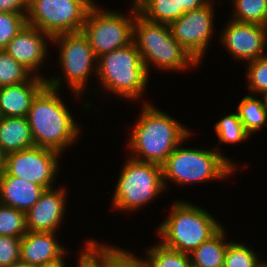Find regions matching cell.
Wrapping results in <instances>:
<instances>
[{
    "label": "cell",
    "mask_w": 267,
    "mask_h": 267,
    "mask_svg": "<svg viewBox=\"0 0 267 267\" xmlns=\"http://www.w3.org/2000/svg\"><path fill=\"white\" fill-rule=\"evenodd\" d=\"M138 120L127 141L130 158L162 165L181 143L193 137L192 129L175 117L159 110L153 103L143 102Z\"/></svg>",
    "instance_id": "obj_1"
},
{
    "label": "cell",
    "mask_w": 267,
    "mask_h": 267,
    "mask_svg": "<svg viewBox=\"0 0 267 267\" xmlns=\"http://www.w3.org/2000/svg\"><path fill=\"white\" fill-rule=\"evenodd\" d=\"M59 92L46 85L33 99L27 119L35 146L61 154L77 143L82 128Z\"/></svg>",
    "instance_id": "obj_2"
},
{
    "label": "cell",
    "mask_w": 267,
    "mask_h": 267,
    "mask_svg": "<svg viewBox=\"0 0 267 267\" xmlns=\"http://www.w3.org/2000/svg\"><path fill=\"white\" fill-rule=\"evenodd\" d=\"M182 146L183 143L179 144L162 164L165 190L169 186L168 181L183 187L192 183L194 185L218 180L221 182L238 170L239 164L224 156L223 148L219 146L208 150Z\"/></svg>",
    "instance_id": "obj_3"
},
{
    "label": "cell",
    "mask_w": 267,
    "mask_h": 267,
    "mask_svg": "<svg viewBox=\"0 0 267 267\" xmlns=\"http://www.w3.org/2000/svg\"><path fill=\"white\" fill-rule=\"evenodd\" d=\"M175 201V202H174ZM168 216L156 227L163 246L190 254L214 236L224 224L209 211L187 200H174Z\"/></svg>",
    "instance_id": "obj_4"
},
{
    "label": "cell",
    "mask_w": 267,
    "mask_h": 267,
    "mask_svg": "<svg viewBox=\"0 0 267 267\" xmlns=\"http://www.w3.org/2000/svg\"><path fill=\"white\" fill-rule=\"evenodd\" d=\"M132 41L141 55L148 76L152 68L162 72L183 73L199 66L173 38L169 25L150 22L138 13L133 24Z\"/></svg>",
    "instance_id": "obj_5"
},
{
    "label": "cell",
    "mask_w": 267,
    "mask_h": 267,
    "mask_svg": "<svg viewBox=\"0 0 267 267\" xmlns=\"http://www.w3.org/2000/svg\"><path fill=\"white\" fill-rule=\"evenodd\" d=\"M100 89L123 101H138L145 96L149 76L133 41L97 58Z\"/></svg>",
    "instance_id": "obj_6"
},
{
    "label": "cell",
    "mask_w": 267,
    "mask_h": 267,
    "mask_svg": "<svg viewBox=\"0 0 267 267\" xmlns=\"http://www.w3.org/2000/svg\"><path fill=\"white\" fill-rule=\"evenodd\" d=\"M52 44L58 48V67H61L62 74L47 76L46 83L49 87L60 91H62L64 83L67 84L70 95L74 96V99L78 97L79 100L80 96L84 97L83 94L89 91V89L87 90L89 77H93V75L96 77L97 74V58L89 41L80 31L53 36Z\"/></svg>",
    "instance_id": "obj_7"
},
{
    "label": "cell",
    "mask_w": 267,
    "mask_h": 267,
    "mask_svg": "<svg viewBox=\"0 0 267 267\" xmlns=\"http://www.w3.org/2000/svg\"><path fill=\"white\" fill-rule=\"evenodd\" d=\"M122 166L110 201L115 212L141 210L165 192L162 165L129 157Z\"/></svg>",
    "instance_id": "obj_8"
},
{
    "label": "cell",
    "mask_w": 267,
    "mask_h": 267,
    "mask_svg": "<svg viewBox=\"0 0 267 267\" xmlns=\"http://www.w3.org/2000/svg\"><path fill=\"white\" fill-rule=\"evenodd\" d=\"M131 2L129 13L126 14L113 9L104 10L98 2L88 11L81 31L87 37L96 58L132 42L133 24L138 10Z\"/></svg>",
    "instance_id": "obj_9"
},
{
    "label": "cell",
    "mask_w": 267,
    "mask_h": 267,
    "mask_svg": "<svg viewBox=\"0 0 267 267\" xmlns=\"http://www.w3.org/2000/svg\"><path fill=\"white\" fill-rule=\"evenodd\" d=\"M96 0H28L27 25L53 37L80 32Z\"/></svg>",
    "instance_id": "obj_10"
},
{
    "label": "cell",
    "mask_w": 267,
    "mask_h": 267,
    "mask_svg": "<svg viewBox=\"0 0 267 267\" xmlns=\"http://www.w3.org/2000/svg\"><path fill=\"white\" fill-rule=\"evenodd\" d=\"M61 156L54 150L39 146L11 152L6 154L5 169L1 174H9L50 189L57 183L55 180L61 168Z\"/></svg>",
    "instance_id": "obj_11"
},
{
    "label": "cell",
    "mask_w": 267,
    "mask_h": 267,
    "mask_svg": "<svg viewBox=\"0 0 267 267\" xmlns=\"http://www.w3.org/2000/svg\"><path fill=\"white\" fill-rule=\"evenodd\" d=\"M212 1L201 8L185 12L169 27L173 38L199 63L212 42L215 12ZM215 10V11H214Z\"/></svg>",
    "instance_id": "obj_12"
},
{
    "label": "cell",
    "mask_w": 267,
    "mask_h": 267,
    "mask_svg": "<svg viewBox=\"0 0 267 267\" xmlns=\"http://www.w3.org/2000/svg\"><path fill=\"white\" fill-rule=\"evenodd\" d=\"M219 33V45L232 59L250 62L267 54V29L263 25L240 23L228 18Z\"/></svg>",
    "instance_id": "obj_13"
},
{
    "label": "cell",
    "mask_w": 267,
    "mask_h": 267,
    "mask_svg": "<svg viewBox=\"0 0 267 267\" xmlns=\"http://www.w3.org/2000/svg\"><path fill=\"white\" fill-rule=\"evenodd\" d=\"M51 43V36L26 24L7 44L5 51L33 75L47 79L40 70L45 64L44 61L50 57L48 55V49H50L48 44L51 45Z\"/></svg>",
    "instance_id": "obj_14"
},
{
    "label": "cell",
    "mask_w": 267,
    "mask_h": 267,
    "mask_svg": "<svg viewBox=\"0 0 267 267\" xmlns=\"http://www.w3.org/2000/svg\"><path fill=\"white\" fill-rule=\"evenodd\" d=\"M66 186L45 189L37 203L26 213L27 231L31 232H59L61 224H64V216L67 210ZM58 231V232H57Z\"/></svg>",
    "instance_id": "obj_15"
},
{
    "label": "cell",
    "mask_w": 267,
    "mask_h": 267,
    "mask_svg": "<svg viewBox=\"0 0 267 267\" xmlns=\"http://www.w3.org/2000/svg\"><path fill=\"white\" fill-rule=\"evenodd\" d=\"M56 234L58 233L27 231L21 238L20 261L41 266L69 253L68 247H64Z\"/></svg>",
    "instance_id": "obj_16"
},
{
    "label": "cell",
    "mask_w": 267,
    "mask_h": 267,
    "mask_svg": "<svg viewBox=\"0 0 267 267\" xmlns=\"http://www.w3.org/2000/svg\"><path fill=\"white\" fill-rule=\"evenodd\" d=\"M46 85V79L33 75L28 81L1 87L2 117H27L33 99Z\"/></svg>",
    "instance_id": "obj_17"
},
{
    "label": "cell",
    "mask_w": 267,
    "mask_h": 267,
    "mask_svg": "<svg viewBox=\"0 0 267 267\" xmlns=\"http://www.w3.org/2000/svg\"><path fill=\"white\" fill-rule=\"evenodd\" d=\"M45 189L9 174H0V203L27 213Z\"/></svg>",
    "instance_id": "obj_18"
},
{
    "label": "cell",
    "mask_w": 267,
    "mask_h": 267,
    "mask_svg": "<svg viewBox=\"0 0 267 267\" xmlns=\"http://www.w3.org/2000/svg\"><path fill=\"white\" fill-rule=\"evenodd\" d=\"M99 243L94 239H89L84 243V249L102 266V267H146L144 257H137L134 252L126 248H120L114 244ZM126 249V250H125Z\"/></svg>",
    "instance_id": "obj_19"
},
{
    "label": "cell",
    "mask_w": 267,
    "mask_h": 267,
    "mask_svg": "<svg viewBox=\"0 0 267 267\" xmlns=\"http://www.w3.org/2000/svg\"><path fill=\"white\" fill-rule=\"evenodd\" d=\"M0 146L6 154L35 146L27 117H2Z\"/></svg>",
    "instance_id": "obj_20"
},
{
    "label": "cell",
    "mask_w": 267,
    "mask_h": 267,
    "mask_svg": "<svg viewBox=\"0 0 267 267\" xmlns=\"http://www.w3.org/2000/svg\"><path fill=\"white\" fill-rule=\"evenodd\" d=\"M225 228L222 227L208 241L203 242L190 254L192 267H223L227 245L228 235Z\"/></svg>",
    "instance_id": "obj_21"
},
{
    "label": "cell",
    "mask_w": 267,
    "mask_h": 267,
    "mask_svg": "<svg viewBox=\"0 0 267 267\" xmlns=\"http://www.w3.org/2000/svg\"><path fill=\"white\" fill-rule=\"evenodd\" d=\"M236 111L245 131L251 137L267 125V108L264 98L259 99L258 95H244Z\"/></svg>",
    "instance_id": "obj_22"
},
{
    "label": "cell",
    "mask_w": 267,
    "mask_h": 267,
    "mask_svg": "<svg viewBox=\"0 0 267 267\" xmlns=\"http://www.w3.org/2000/svg\"><path fill=\"white\" fill-rule=\"evenodd\" d=\"M144 19L170 25L179 18V0H132Z\"/></svg>",
    "instance_id": "obj_23"
},
{
    "label": "cell",
    "mask_w": 267,
    "mask_h": 267,
    "mask_svg": "<svg viewBox=\"0 0 267 267\" xmlns=\"http://www.w3.org/2000/svg\"><path fill=\"white\" fill-rule=\"evenodd\" d=\"M146 267H192L189 254L181 253L157 242L144 251Z\"/></svg>",
    "instance_id": "obj_24"
},
{
    "label": "cell",
    "mask_w": 267,
    "mask_h": 267,
    "mask_svg": "<svg viewBox=\"0 0 267 267\" xmlns=\"http://www.w3.org/2000/svg\"><path fill=\"white\" fill-rule=\"evenodd\" d=\"M214 131L218 139V144L234 145L240 144L251 136L245 131L243 123L239 119L238 113H230L221 117L214 125Z\"/></svg>",
    "instance_id": "obj_25"
},
{
    "label": "cell",
    "mask_w": 267,
    "mask_h": 267,
    "mask_svg": "<svg viewBox=\"0 0 267 267\" xmlns=\"http://www.w3.org/2000/svg\"><path fill=\"white\" fill-rule=\"evenodd\" d=\"M231 20L263 25L267 14V0H232Z\"/></svg>",
    "instance_id": "obj_26"
},
{
    "label": "cell",
    "mask_w": 267,
    "mask_h": 267,
    "mask_svg": "<svg viewBox=\"0 0 267 267\" xmlns=\"http://www.w3.org/2000/svg\"><path fill=\"white\" fill-rule=\"evenodd\" d=\"M252 247L243 242H231L227 245L223 267H261L265 262Z\"/></svg>",
    "instance_id": "obj_27"
},
{
    "label": "cell",
    "mask_w": 267,
    "mask_h": 267,
    "mask_svg": "<svg viewBox=\"0 0 267 267\" xmlns=\"http://www.w3.org/2000/svg\"><path fill=\"white\" fill-rule=\"evenodd\" d=\"M33 74L15 61L5 50H0V88L28 81Z\"/></svg>",
    "instance_id": "obj_28"
},
{
    "label": "cell",
    "mask_w": 267,
    "mask_h": 267,
    "mask_svg": "<svg viewBox=\"0 0 267 267\" xmlns=\"http://www.w3.org/2000/svg\"><path fill=\"white\" fill-rule=\"evenodd\" d=\"M26 233V213L0 203V235L22 238Z\"/></svg>",
    "instance_id": "obj_29"
},
{
    "label": "cell",
    "mask_w": 267,
    "mask_h": 267,
    "mask_svg": "<svg viewBox=\"0 0 267 267\" xmlns=\"http://www.w3.org/2000/svg\"><path fill=\"white\" fill-rule=\"evenodd\" d=\"M247 90L251 95L267 93V54L245 63Z\"/></svg>",
    "instance_id": "obj_30"
},
{
    "label": "cell",
    "mask_w": 267,
    "mask_h": 267,
    "mask_svg": "<svg viewBox=\"0 0 267 267\" xmlns=\"http://www.w3.org/2000/svg\"><path fill=\"white\" fill-rule=\"evenodd\" d=\"M27 13L0 12V50L26 26Z\"/></svg>",
    "instance_id": "obj_31"
},
{
    "label": "cell",
    "mask_w": 267,
    "mask_h": 267,
    "mask_svg": "<svg viewBox=\"0 0 267 267\" xmlns=\"http://www.w3.org/2000/svg\"><path fill=\"white\" fill-rule=\"evenodd\" d=\"M21 238L0 235V267H11L20 261Z\"/></svg>",
    "instance_id": "obj_32"
},
{
    "label": "cell",
    "mask_w": 267,
    "mask_h": 267,
    "mask_svg": "<svg viewBox=\"0 0 267 267\" xmlns=\"http://www.w3.org/2000/svg\"><path fill=\"white\" fill-rule=\"evenodd\" d=\"M28 0H0V12L27 13Z\"/></svg>",
    "instance_id": "obj_33"
},
{
    "label": "cell",
    "mask_w": 267,
    "mask_h": 267,
    "mask_svg": "<svg viewBox=\"0 0 267 267\" xmlns=\"http://www.w3.org/2000/svg\"><path fill=\"white\" fill-rule=\"evenodd\" d=\"M212 0H179V18L188 11L208 5Z\"/></svg>",
    "instance_id": "obj_34"
},
{
    "label": "cell",
    "mask_w": 267,
    "mask_h": 267,
    "mask_svg": "<svg viewBox=\"0 0 267 267\" xmlns=\"http://www.w3.org/2000/svg\"><path fill=\"white\" fill-rule=\"evenodd\" d=\"M76 267H102L85 249L79 251Z\"/></svg>",
    "instance_id": "obj_35"
},
{
    "label": "cell",
    "mask_w": 267,
    "mask_h": 267,
    "mask_svg": "<svg viewBox=\"0 0 267 267\" xmlns=\"http://www.w3.org/2000/svg\"><path fill=\"white\" fill-rule=\"evenodd\" d=\"M68 253H66L63 257L56 259L51 262H47L45 264H42L41 266L38 267H67L66 264L68 262L65 261V257L68 256Z\"/></svg>",
    "instance_id": "obj_36"
},
{
    "label": "cell",
    "mask_w": 267,
    "mask_h": 267,
    "mask_svg": "<svg viewBox=\"0 0 267 267\" xmlns=\"http://www.w3.org/2000/svg\"><path fill=\"white\" fill-rule=\"evenodd\" d=\"M6 153L2 150L0 146V174L5 169Z\"/></svg>",
    "instance_id": "obj_37"
},
{
    "label": "cell",
    "mask_w": 267,
    "mask_h": 267,
    "mask_svg": "<svg viewBox=\"0 0 267 267\" xmlns=\"http://www.w3.org/2000/svg\"><path fill=\"white\" fill-rule=\"evenodd\" d=\"M11 267H38V266H33L31 264L19 261V262H16L15 264H13Z\"/></svg>",
    "instance_id": "obj_38"
},
{
    "label": "cell",
    "mask_w": 267,
    "mask_h": 267,
    "mask_svg": "<svg viewBox=\"0 0 267 267\" xmlns=\"http://www.w3.org/2000/svg\"><path fill=\"white\" fill-rule=\"evenodd\" d=\"M264 98V102H265V106L267 108V93H265L263 96H261Z\"/></svg>",
    "instance_id": "obj_39"
},
{
    "label": "cell",
    "mask_w": 267,
    "mask_h": 267,
    "mask_svg": "<svg viewBox=\"0 0 267 267\" xmlns=\"http://www.w3.org/2000/svg\"><path fill=\"white\" fill-rule=\"evenodd\" d=\"M264 27L267 29V14H266V17H265Z\"/></svg>",
    "instance_id": "obj_40"
},
{
    "label": "cell",
    "mask_w": 267,
    "mask_h": 267,
    "mask_svg": "<svg viewBox=\"0 0 267 267\" xmlns=\"http://www.w3.org/2000/svg\"><path fill=\"white\" fill-rule=\"evenodd\" d=\"M261 267H267V260H265Z\"/></svg>",
    "instance_id": "obj_41"
}]
</instances>
